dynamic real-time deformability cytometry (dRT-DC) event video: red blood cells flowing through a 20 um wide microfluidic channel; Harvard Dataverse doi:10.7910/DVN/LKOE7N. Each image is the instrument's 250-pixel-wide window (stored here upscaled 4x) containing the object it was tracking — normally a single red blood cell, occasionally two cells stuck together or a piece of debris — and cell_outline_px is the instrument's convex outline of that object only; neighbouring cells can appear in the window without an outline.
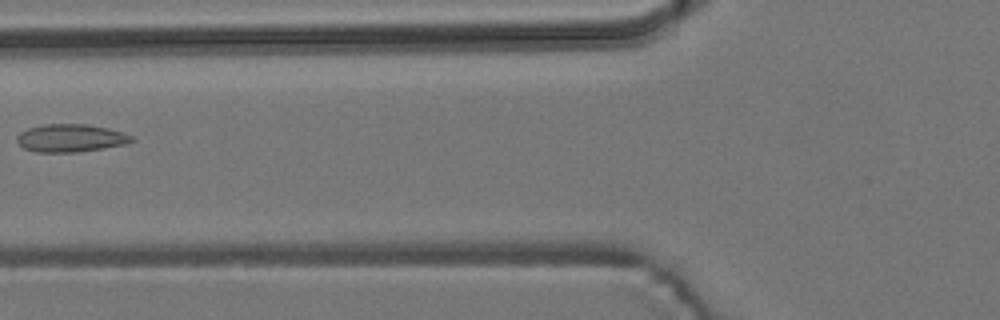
{"species": "common noctule bat (a hibernating species)", "species_latin": "Nyctalus noctula", "temperature_condition": "room temperature", "stored_images_in_passage": 7, "camera_frame_rate_fps": 3000, "um_per_image_px": 0.085, "animal": {"sex": "male", "body_mass_g": 19.2, "forearm_length_mm": 51.8}, "frame": {"image": 1, "passage_image": 5, "time_ms": 5.667, "image_size_px": [1000, 320], "cell_outline_px": [[136, 140], [128, 144], [76, 152], [36, 152], [24, 148], [16, 140], [16, 136], [20, 132], [28, 128], [44, 124], [88, 124], [108, 128], [124, 132], [132, 136]], "centroid_in_image_um": [6.03, 11.73], "position_along_channel_um": 119.8, "area_um2": 18.73}}
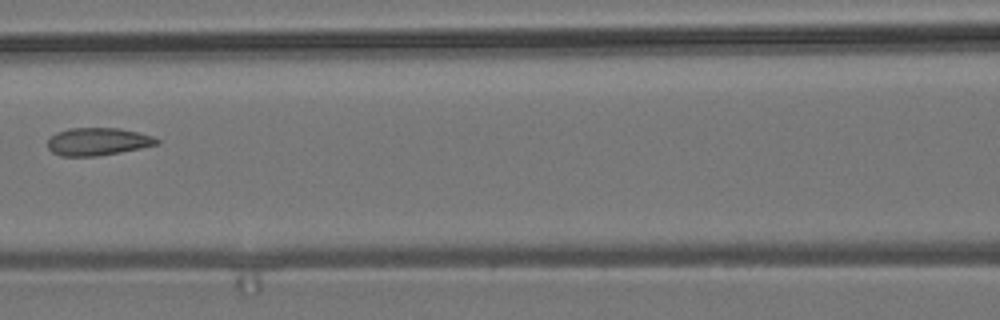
{"frame": {"image": 2, "passage_image": 6, "time_ms": 6.667, "image_size_px": [1000, 320], "cell_outline_px": [[160, 144], [120, 152], [96, 156], [60, 156], [52, 152], [48, 148], [48, 140], [56, 132], [68, 128], [120, 128], [152, 136], [160, 140]], "centroid_in_image_um": [8.3, 12.03], "position_along_channel_um": 158.3, "area_um2": 17.57}}
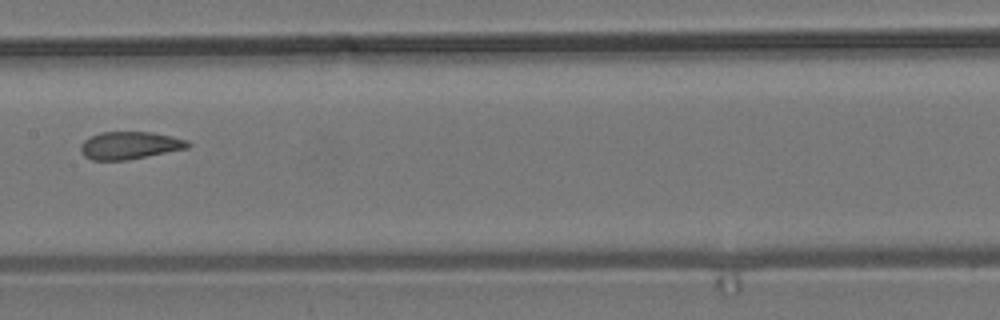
{"frame": {"image": 3, "passage_image": 7, "time_ms": 7.667, "image_size_px": [1000, 320], "cell_outline_px": [[192, 144], [188, 148], [128, 160], [92, 160], [84, 156], [80, 148], [80, 144], [84, 140], [100, 132], [152, 132], [172, 136], [188, 140]], "centroid_in_image_um": [11.04, 12.36], "position_along_channel_um": 196.4, "area_um2": 17.28}}